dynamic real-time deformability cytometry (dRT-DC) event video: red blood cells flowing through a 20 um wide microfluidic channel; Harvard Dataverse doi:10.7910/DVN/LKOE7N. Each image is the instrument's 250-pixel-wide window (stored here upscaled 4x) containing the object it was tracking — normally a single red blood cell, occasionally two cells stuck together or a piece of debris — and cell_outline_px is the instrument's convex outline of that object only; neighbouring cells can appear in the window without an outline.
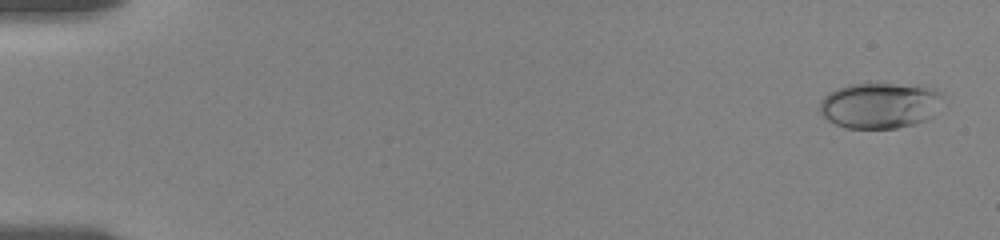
{"species": "human", "species_latin": "Homo sapiens", "temperature_condition": "room temperature", "stored_images_in_passage": 14, "camera_frame_rate_fps": 3000, "um_per_image_px": 0.085, "donor": {"sex": "female"}, "frame": {"image": 1, "passage_image": 1, "time_ms": 0.0, "image_size_px": [1000, 240], "cell_outline_px": [[944, 92], [936, 116], [928, 120], [916, 124], [896, 128], [848, 128], [836, 124], [828, 120], [820, 112], [820, 100], [828, 92], [836, 88], [848, 84], [924, 84]], "centroid_in_image_um": [74.87, 8.94], "position_along_channel_um": 10.1, "area_um2": 33.64}}
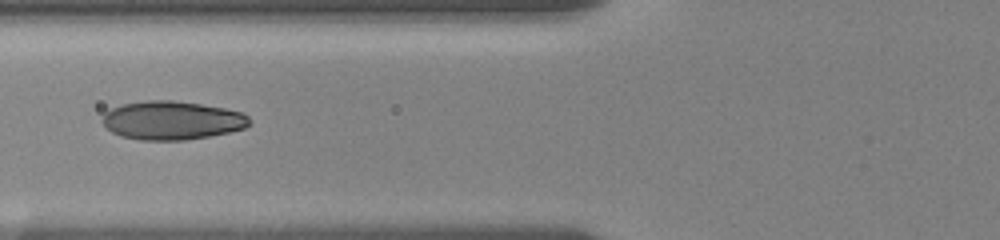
{"frame": {"image": 2, "passage_image": 10, "time_ms": 7.0, "image_size_px": [1000, 240], "cell_outline_px": [[248, 124], [244, 128], [228, 132], [208, 136], [184, 140], [140, 140], [120, 136], [112, 132], [100, 120], [104, 112], [120, 104], [148, 100], [172, 100], [200, 104], [224, 108], [244, 112], [248, 116]], "centroid_in_image_um": [14.57, 10.22], "position_along_channel_um": 111.2, "area_um2": 33.06}}
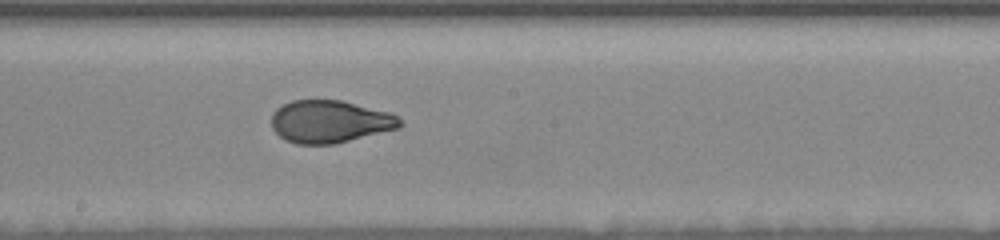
{"frame": {"image": 3, "passage_image": 14, "time_ms": 10.0, "image_size_px": [1000, 240], "cell_outline_px": [[404, 124], [400, 128], [336, 144], [296, 144], [284, 140], [272, 128], [272, 112], [276, 108], [292, 100], [340, 100], [388, 112], [396, 116]], "centroid_in_image_um": [28.03, 10.35], "position_along_channel_um": 220.2, "area_um2": 31.91}}